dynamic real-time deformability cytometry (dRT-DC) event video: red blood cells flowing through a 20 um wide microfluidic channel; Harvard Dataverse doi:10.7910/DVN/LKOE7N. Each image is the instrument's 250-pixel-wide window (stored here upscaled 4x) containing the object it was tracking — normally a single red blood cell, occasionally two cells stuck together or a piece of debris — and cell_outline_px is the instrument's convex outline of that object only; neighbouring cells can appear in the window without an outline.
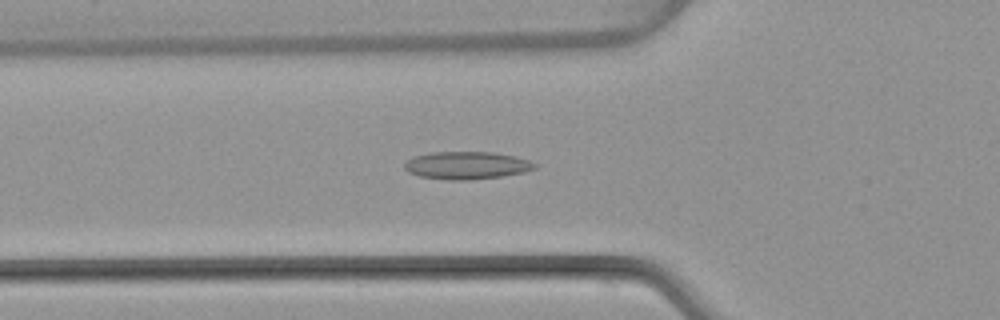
{"species": "common noctule bat (a hibernating species)", "species_latin": "Nyctalus noctula", "temperature_condition": "warm", "stored_images_in_passage": 45, "camera_frame_rate_fps": 3000, "um_per_image_px": 0.085, "animal": {"sex": "female", "body_mass_g": 22.7, "forearm_length_mm": 54.2}, "frame": {"image": 1, "passage_image": 17, "time_ms": 5.333, "image_size_px": [1000, 320], "cell_outline_px": [[536, 168], [524, 172], [500, 176], [468, 180], [448, 180], [420, 176], [408, 172], [404, 168], [404, 164], [412, 156], [432, 152], [492, 152], [516, 156], [528, 160], [536, 164]], "centroid_in_image_um": [39.65, 14.05], "position_along_channel_um": 86.2, "area_um2": 20.92}}
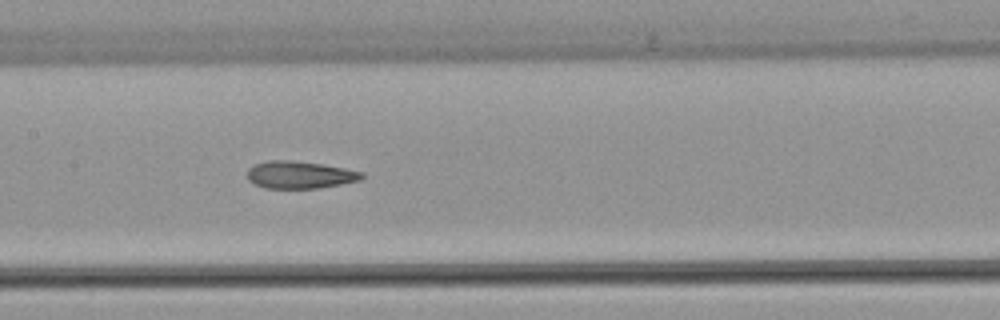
{"frame": {"image": 2, "passage_image": 24, "time_ms": 7.667, "image_size_px": [1000, 320], "cell_outline_px": [[364, 176], [360, 180], [320, 188], [264, 188], [248, 180], [248, 168], [252, 164], [268, 160], [288, 160], [324, 164], [364, 172]], "centroid_in_image_um": [25.47, 14.85], "position_along_channel_um": 181.9, "area_um2": 18.32}}
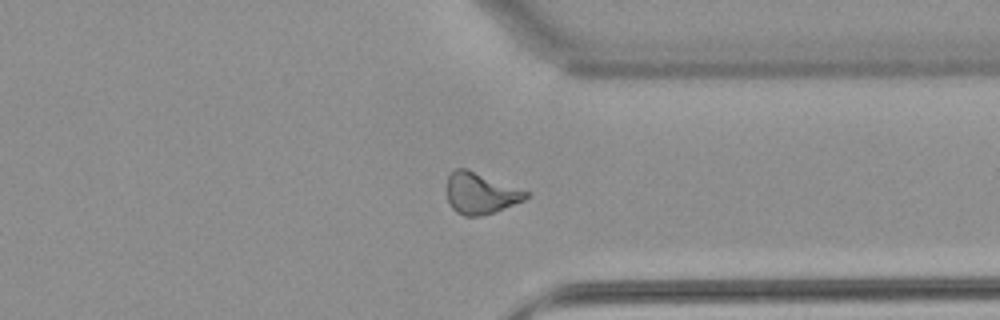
{"frame": {"image": 3, "passage_image": 38, "time_ms": 12.333, "image_size_px": [1000, 320], "cell_outline_px": [[528, 196], [524, 200], [496, 212], [484, 216], [464, 216], [456, 212], [448, 204], [448, 176], [456, 168], [468, 168], [528, 192]], "centroid_in_image_um": [40.83, 16.44], "position_along_channel_um": 370.6, "area_um2": 19.02}, "authors_computed_cell_mechanics": {"area_um2": 18.785, "velocity_mm_per_s": 4.0775, "shape_relaxation_time_tau1_ms": null, "shape_relaxation_time_tau2_ms": 2.8575, "deformation_change_tau1": null, "deformation_change_tau2": 0.1098}}